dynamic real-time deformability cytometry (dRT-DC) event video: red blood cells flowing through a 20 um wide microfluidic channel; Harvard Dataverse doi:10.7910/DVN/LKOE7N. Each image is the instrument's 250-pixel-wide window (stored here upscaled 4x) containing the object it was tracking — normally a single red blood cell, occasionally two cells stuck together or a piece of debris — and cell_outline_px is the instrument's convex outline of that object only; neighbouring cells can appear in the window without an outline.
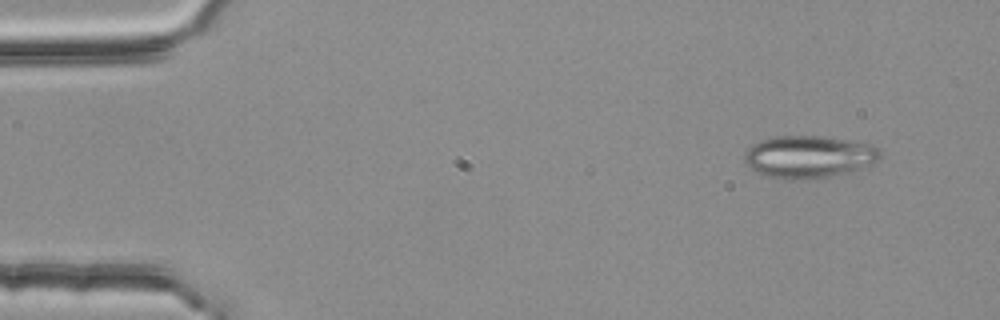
{"species": "common noctule bat (a hibernating species)", "species_latin": "Nyctalus noctula", "temperature_condition": "room temperature", "stored_images_in_passage": 4, "camera_frame_rate_fps": 3000, "um_per_image_px": 0.085, "animal": {"sex": "female", "body_mass_g": 25.1}, "frame": {"image": 1, "passage_image": 1, "time_ms": 0.0, "image_size_px": [1000, 320], "cell_outline_px": [[880, 160], [876, 164], [828, 176], [804, 180], [792, 180], [764, 176], [756, 172], [744, 160], [744, 152], [752, 144], [760, 140], [776, 136], [824, 136], [872, 144], [880, 148]], "centroid_in_image_um": [68.75, 13.32], "position_along_channel_um": 16.2, "area_um2": 33.7}}